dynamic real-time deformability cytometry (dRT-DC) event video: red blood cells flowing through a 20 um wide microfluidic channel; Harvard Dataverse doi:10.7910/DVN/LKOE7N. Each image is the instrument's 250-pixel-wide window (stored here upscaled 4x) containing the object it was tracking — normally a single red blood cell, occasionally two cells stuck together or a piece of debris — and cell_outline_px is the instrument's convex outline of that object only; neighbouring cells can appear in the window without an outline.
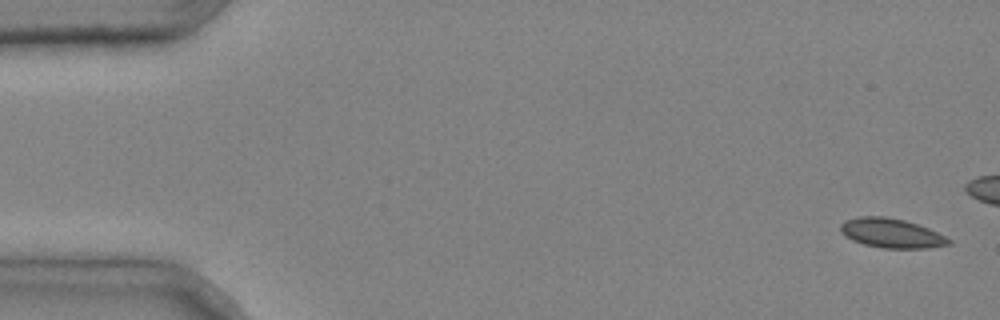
{"species": "common noctule bat (a hibernating species)", "species_latin": "Nyctalus noctula", "temperature_condition": "cold", "stored_images_in_passage": 5, "camera_frame_rate_fps": 3000, "um_per_image_px": 0.085, "animal": {"sex": "male", "body_mass_g": 20.4}, "frame": {"image": 1, "passage_image": 1, "time_ms": 0.0, "image_size_px": [1000, 320], "cell_outline_px": [[952, 244], [928, 248], [884, 248], [864, 244], [852, 240], [844, 236], [840, 232], [840, 224], [844, 220], [860, 216], [884, 216], [904, 220], [928, 228], [952, 240]], "centroid_in_image_um": [75.74, 19.82], "position_along_channel_um": 9.3, "area_um2": 18.55}}